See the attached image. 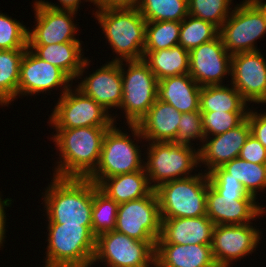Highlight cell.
<instances>
[{
    "instance_id": "obj_44",
    "label": "cell",
    "mask_w": 266,
    "mask_h": 267,
    "mask_svg": "<svg viewBox=\"0 0 266 267\" xmlns=\"http://www.w3.org/2000/svg\"><path fill=\"white\" fill-rule=\"evenodd\" d=\"M1 195V194H0ZM2 196H0V248L4 242L5 239V231H6V215H5V209L6 207L11 205V198L1 199ZM6 206V207H5Z\"/></svg>"
},
{
    "instance_id": "obj_1",
    "label": "cell",
    "mask_w": 266,
    "mask_h": 267,
    "mask_svg": "<svg viewBox=\"0 0 266 267\" xmlns=\"http://www.w3.org/2000/svg\"><path fill=\"white\" fill-rule=\"evenodd\" d=\"M110 127L55 129L53 141L59 150L60 162L54 175L60 178H87L96 168L103 139Z\"/></svg>"
},
{
    "instance_id": "obj_32",
    "label": "cell",
    "mask_w": 266,
    "mask_h": 267,
    "mask_svg": "<svg viewBox=\"0 0 266 267\" xmlns=\"http://www.w3.org/2000/svg\"><path fill=\"white\" fill-rule=\"evenodd\" d=\"M119 204L108 198L93 182L92 233L98 235L115 230Z\"/></svg>"
},
{
    "instance_id": "obj_5",
    "label": "cell",
    "mask_w": 266,
    "mask_h": 267,
    "mask_svg": "<svg viewBox=\"0 0 266 267\" xmlns=\"http://www.w3.org/2000/svg\"><path fill=\"white\" fill-rule=\"evenodd\" d=\"M207 173L165 182L155 188L161 218H193L207 215Z\"/></svg>"
},
{
    "instance_id": "obj_19",
    "label": "cell",
    "mask_w": 266,
    "mask_h": 267,
    "mask_svg": "<svg viewBox=\"0 0 266 267\" xmlns=\"http://www.w3.org/2000/svg\"><path fill=\"white\" fill-rule=\"evenodd\" d=\"M182 113L172 105L156 99L137 125H128L132 136L148 142H175Z\"/></svg>"
},
{
    "instance_id": "obj_12",
    "label": "cell",
    "mask_w": 266,
    "mask_h": 267,
    "mask_svg": "<svg viewBox=\"0 0 266 267\" xmlns=\"http://www.w3.org/2000/svg\"><path fill=\"white\" fill-rule=\"evenodd\" d=\"M115 231L140 241H157L161 217L155 190L146 197L119 204Z\"/></svg>"
},
{
    "instance_id": "obj_4",
    "label": "cell",
    "mask_w": 266,
    "mask_h": 267,
    "mask_svg": "<svg viewBox=\"0 0 266 267\" xmlns=\"http://www.w3.org/2000/svg\"><path fill=\"white\" fill-rule=\"evenodd\" d=\"M45 262L59 267H91L96 236L92 226L48 224Z\"/></svg>"
},
{
    "instance_id": "obj_13",
    "label": "cell",
    "mask_w": 266,
    "mask_h": 267,
    "mask_svg": "<svg viewBox=\"0 0 266 267\" xmlns=\"http://www.w3.org/2000/svg\"><path fill=\"white\" fill-rule=\"evenodd\" d=\"M250 224L214 226L211 249L218 267H230L233 260L256 251L262 232Z\"/></svg>"
},
{
    "instance_id": "obj_25",
    "label": "cell",
    "mask_w": 266,
    "mask_h": 267,
    "mask_svg": "<svg viewBox=\"0 0 266 267\" xmlns=\"http://www.w3.org/2000/svg\"><path fill=\"white\" fill-rule=\"evenodd\" d=\"M200 91L201 86L189 74L169 76L158 81L157 99L188 113L199 110Z\"/></svg>"
},
{
    "instance_id": "obj_28",
    "label": "cell",
    "mask_w": 266,
    "mask_h": 267,
    "mask_svg": "<svg viewBox=\"0 0 266 267\" xmlns=\"http://www.w3.org/2000/svg\"><path fill=\"white\" fill-rule=\"evenodd\" d=\"M248 103L232 85L202 86L200 91L199 110L217 112H248ZM247 105V106H246Z\"/></svg>"
},
{
    "instance_id": "obj_15",
    "label": "cell",
    "mask_w": 266,
    "mask_h": 267,
    "mask_svg": "<svg viewBox=\"0 0 266 267\" xmlns=\"http://www.w3.org/2000/svg\"><path fill=\"white\" fill-rule=\"evenodd\" d=\"M231 85L250 103H266V60L260 51L233 54Z\"/></svg>"
},
{
    "instance_id": "obj_16",
    "label": "cell",
    "mask_w": 266,
    "mask_h": 267,
    "mask_svg": "<svg viewBox=\"0 0 266 267\" xmlns=\"http://www.w3.org/2000/svg\"><path fill=\"white\" fill-rule=\"evenodd\" d=\"M72 80L58 67L39 58L27 47L19 73L18 95L30 96L62 87L63 95L72 85Z\"/></svg>"
},
{
    "instance_id": "obj_8",
    "label": "cell",
    "mask_w": 266,
    "mask_h": 267,
    "mask_svg": "<svg viewBox=\"0 0 266 267\" xmlns=\"http://www.w3.org/2000/svg\"><path fill=\"white\" fill-rule=\"evenodd\" d=\"M113 124L103 139L99 162L87 179L98 185L103 179L144 169L140 146Z\"/></svg>"
},
{
    "instance_id": "obj_26",
    "label": "cell",
    "mask_w": 266,
    "mask_h": 267,
    "mask_svg": "<svg viewBox=\"0 0 266 267\" xmlns=\"http://www.w3.org/2000/svg\"><path fill=\"white\" fill-rule=\"evenodd\" d=\"M97 186L118 204L146 197L154 190L144 169L103 179Z\"/></svg>"
},
{
    "instance_id": "obj_33",
    "label": "cell",
    "mask_w": 266,
    "mask_h": 267,
    "mask_svg": "<svg viewBox=\"0 0 266 267\" xmlns=\"http://www.w3.org/2000/svg\"><path fill=\"white\" fill-rule=\"evenodd\" d=\"M218 35L219 29L215 25L188 15L181 22L178 45L190 52L197 46L212 41Z\"/></svg>"
},
{
    "instance_id": "obj_7",
    "label": "cell",
    "mask_w": 266,
    "mask_h": 267,
    "mask_svg": "<svg viewBox=\"0 0 266 267\" xmlns=\"http://www.w3.org/2000/svg\"><path fill=\"white\" fill-rule=\"evenodd\" d=\"M125 62L121 61L123 95L119 108L125 113L127 125H137L157 99L158 80L143 59Z\"/></svg>"
},
{
    "instance_id": "obj_17",
    "label": "cell",
    "mask_w": 266,
    "mask_h": 267,
    "mask_svg": "<svg viewBox=\"0 0 266 267\" xmlns=\"http://www.w3.org/2000/svg\"><path fill=\"white\" fill-rule=\"evenodd\" d=\"M35 22L33 30H28V45H51L67 42H80L76 39L78 31L74 24L77 11L54 9L34 4Z\"/></svg>"
},
{
    "instance_id": "obj_30",
    "label": "cell",
    "mask_w": 266,
    "mask_h": 267,
    "mask_svg": "<svg viewBox=\"0 0 266 267\" xmlns=\"http://www.w3.org/2000/svg\"><path fill=\"white\" fill-rule=\"evenodd\" d=\"M221 167L241 182L248 194L255 199L257 192H263L266 188V164L251 163L237 157Z\"/></svg>"
},
{
    "instance_id": "obj_14",
    "label": "cell",
    "mask_w": 266,
    "mask_h": 267,
    "mask_svg": "<svg viewBox=\"0 0 266 267\" xmlns=\"http://www.w3.org/2000/svg\"><path fill=\"white\" fill-rule=\"evenodd\" d=\"M189 58V75L201 87L223 85L225 75L231 74L232 55L225 49L220 35L192 49Z\"/></svg>"
},
{
    "instance_id": "obj_38",
    "label": "cell",
    "mask_w": 266,
    "mask_h": 267,
    "mask_svg": "<svg viewBox=\"0 0 266 267\" xmlns=\"http://www.w3.org/2000/svg\"><path fill=\"white\" fill-rule=\"evenodd\" d=\"M207 174L210 185L221 196H236V200H256L248 194L241 182L232 178L221 166Z\"/></svg>"
},
{
    "instance_id": "obj_43",
    "label": "cell",
    "mask_w": 266,
    "mask_h": 267,
    "mask_svg": "<svg viewBox=\"0 0 266 267\" xmlns=\"http://www.w3.org/2000/svg\"><path fill=\"white\" fill-rule=\"evenodd\" d=\"M97 7L104 8H138L141 0H96Z\"/></svg>"
},
{
    "instance_id": "obj_40",
    "label": "cell",
    "mask_w": 266,
    "mask_h": 267,
    "mask_svg": "<svg viewBox=\"0 0 266 267\" xmlns=\"http://www.w3.org/2000/svg\"><path fill=\"white\" fill-rule=\"evenodd\" d=\"M239 157L251 163L266 164V148L250 134L241 148Z\"/></svg>"
},
{
    "instance_id": "obj_21",
    "label": "cell",
    "mask_w": 266,
    "mask_h": 267,
    "mask_svg": "<svg viewBox=\"0 0 266 267\" xmlns=\"http://www.w3.org/2000/svg\"><path fill=\"white\" fill-rule=\"evenodd\" d=\"M251 134L250 124L246 118L237 127L223 134L205 137L204 144L199 146V163L205 164L206 173L216 167L239 157L241 148Z\"/></svg>"
},
{
    "instance_id": "obj_29",
    "label": "cell",
    "mask_w": 266,
    "mask_h": 267,
    "mask_svg": "<svg viewBox=\"0 0 266 267\" xmlns=\"http://www.w3.org/2000/svg\"><path fill=\"white\" fill-rule=\"evenodd\" d=\"M26 49L0 50V105L7 106L18 96L20 63Z\"/></svg>"
},
{
    "instance_id": "obj_46",
    "label": "cell",
    "mask_w": 266,
    "mask_h": 267,
    "mask_svg": "<svg viewBox=\"0 0 266 267\" xmlns=\"http://www.w3.org/2000/svg\"><path fill=\"white\" fill-rule=\"evenodd\" d=\"M44 267H59V266H56V265H53V264H51V263H47V262H45Z\"/></svg>"
},
{
    "instance_id": "obj_45",
    "label": "cell",
    "mask_w": 266,
    "mask_h": 267,
    "mask_svg": "<svg viewBox=\"0 0 266 267\" xmlns=\"http://www.w3.org/2000/svg\"><path fill=\"white\" fill-rule=\"evenodd\" d=\"M251 1L263 12L265 27H266V3L262 2L263 0H251Z\"/></svg>"
},
{
    "instance_id": "obj_27",
    "label": "cell",
    "mask_w": 266,
    "mask_h": 267,
    "mask_svg": "<svg viewBox=\"0 0 266 267\" xmlns=\"http://www.w3.org/2000/svg\"><path fill=\"white\" fill-rule=\"evenodd\" d=\"M143 60L157 80L169 76L189 74V51L180 45L157 51H144Z\"/></svg>"
},
{
    "instance_id": "obj_6",
    "label": "cell",
    "mask_w": 266,
    "mask_h": 267,
    "mask_svg": "<svg viewBox=\"0 0 266 267\" xmlns=\"http://www.w3.org/2000/svg\"><path fill=\"white\" fill-rule=\"evenodd\" d=\"M148 144L144 170L153 189L168 181L193 176L190 172L200 164L199 148L196 151L192 145L175 142Z\"/></svg>"
},
{
    "instance_id": "obj_37",
    "label": "cell",
    "mask_w": 266,
    "mask_h": 267,
    "mask_svg": "<svg viewBox=\"0 0 266 267\" xmlns=\"http://www.w3.org/2000/svg\"><path fill=\"white\" fill-rule=\"evenodd\" d=\"M28 30L15 18L0 13V50L27 49Z\"/></svg>"
},
{
    "instance_id": "obj_23",
    "label": "cell",
    "mask_w": 266,
    "mask_h": 267,
    "mask_svg": "<svg viewBox=\"0 0 266 267\" xmlns=\"http://www.w3.org/2000/svg\"><path fill=\"white\" fill-rule=\"evenodd\" d=\"M154 267H218L211 245L156 244Z\"/></svg>"
},
{
    "instance_id": "obj_10",
    "label": "cell",
    "mask_w": 266,
    "mask_h": 267,
    "mask_svg": "<svg viewBox=\"0 0 266 267\" xmlns=\"http://www.w3.org/2000/svg\"><path fill=\"white\" fill-rule=\"evenodd\" d=\"M74 90L70 87L58 98L48 121L55 129L111 127L116 122L117 117L109 114L95 100L77 88Z\"/></svg>"
},
{
    "instance_id": "obj_2",
    "label": "cell",
    "mask_w": 266,
    "mask_h": 267,
    "mask_svg": "<svg viewBox=\"0 0 266 267\" xmlns=\"http://www.w3.org/2000/svg\"><path fill=\"white\" fill-rule=\"evenodd\" d=\"M53 177L42 198L48 224L92 226L93 182Z\"/></svg>"
},
{
    "instance_id": "obj_31",
    "label": "cell",
    "mask_w": 266,
    "mask_h": 267,
    "mask_svg": "<svg viewBox=\"0 0 266 267\" xmlns=\"http://www.w3.org/2000/svg\"><path fill=\"white\" fill-rule=\"evenodd\" d=\"M138 10L146 22H182L188 16V0H141Z\"/></svg>"
},
{
    "instance_id": "obj_39",
    "label": "cell",
    "mask_w": 266,
    "mask_h": 267,
    "mask_svg": "<svg viewBox=\"0 0 266 267\" xmlns=\"http://www.w3.org/2000/svg\"><path fill=\"white\" fill-rule=\"evenodd\" d=\"M200 139L204 142L205 135L202 129L201 111L182 113L176 135V143L191 144V141Z\"/></svg>"
},
{
    "instance_id": "obj_24",
    "label": "cell",
    "mask_w": 266,
    "mask_h": 267,
    "mask_svg": "<svg viewBox=\"0 0 266 267\" xmlns=\"http://www.w3.org/2000/svg\"><path fill=\"white\" fill-rule=\"evenodd\" d=\"M81 47V42L28 45L39 58L60 68L72 81L80 79L90 63L89 59L82 55Z\"/></svg>"
},
{
    "instance_id": "obj_22",
    "label": "cell",
    "mask_w": 266,
    "mask_h": 267,
    "mask_svg": "<svg viewBox=\"0 0 266 267\" xmlns=\"http://www.w3.org/2000/svg\"><path fill=\"white\" fill-rule=\"evenodd\" d=\"M213 221L207 216L161 218V234L156 244L211 245Z\"/></svg>"
},
{
    "instance_id": "obj_18",
    "label": "cell",
    "mask_w": 266,
    "mask_h": 267,
    "mask_svg": "<svg viewBox=\"0 0 266 267\" xmlns=\"http://www.w3.org/2000/svg\"><path fill=\"white\" fill-rule=\"evenodd\" d=\"M83 78L75 88L95 100L107 111L112 107H120L123 95L121 62H107L100 69Z\"/></svg>"
},
{
    "instance_id": "obj_42",
    "label": "cell",
    "mask_w": 266,
    "mask_h": 267,
    "mask_svg": "<svg viewBox=\"0 0 266 267\" xmlns=\"http://www.w3.org/2000/svg\"><path fill=\"white\" fill-rule=\"evenodd\" d=\"M61 4V7L59 5H55L54 3H49L48 1L45 2V0H36L35 4L44 5L50 8L54 9H64V10H74L78 11L79 4L82 2L81 0H58ZM92 2L95 6H97L96 0H86V2Z\"/></svg>"
},
{
    "instance_id": "obj_11",
    "label": "cell",
    "mask_w": 266,
    "mask_h": 267,
    "mask_svg": "<svg viewBox=\"0 0 266 267\" xmlns=\"http://www.w3.org/2000/svg\"><path fill=\"white\" fill-rule=\"evenodd\" d=\"M237 5L219 29L224 47L231 55L258 51L254 42L266 34L263 12L251 0Z\"/></svg>"
},
{
    "instance_id": "obj_41",
    "label": "cell",
    "mask_w": 266,
    "mask_h": 267,
    "mask_svg": "<svg viewBox=\"0 0 266 267\" xmlns=\"http://www.w3.org/2000/svg\"><path fill=\"white\" fill-rule=\"evenodd\" d=\"M249 110L246 118L250 124L251 134L266 148V113L261 114L250 108Z\"/></svg>"
},
{
    "instance_id": "obj_36",
    "label": "cell",
    "mask_w": 266,
    "mask_h": 267,
    "mask_svg": "<svg viewBox=\"0 0 266 267\" xmlns=\"http://www.w3.org/2000/svg\"><path fill=\"white\" fill-rule=\"evenodd\" d=\"M247 113L201 111L202 129L205 137L223 134L237 127L246 119Z\"/></svg>"
},
{
    "instance_id": "obj_9",
    "label": "cell",
    "mask_w": 266,
    "mask_h": 267,
    "mask_svg": "<svg viewBox=\"0 0 266 267\" xmlns=\"http://www.w3.org/2000/svg\"><path fill=\"white\" fill-rule=\"evenodd\" d=\"M155 246L156 242L140 241L115 230L108 231L96 237L92 265L100 261L108 267H153Z\"/></svg>"
},
{
    "instance_id": "obj_34",
    "label": "cell",
    "mask_w": 266,
    "mask_h": 267,
    "mask_svg": "<svg viewBox=\"0 0 266 267\" xmlns=\"http://www.w3.org/2000/svg\"><path fill=\"white\" fill-rule=\"evenodd\" d=\"M181 22H147L144 51L169 49L179 44Z\"/></svg>"
},
{
    "instance_id": "obj_20",
    "label": "cell",
    "mask_w": 266,
    "mask_h": 267,
    "mask_svg": "<svg viewBox=\"0 0 266 267\" xmlns=\"http://www.w3.org/2000/svg\"><path fill=\"white\" fill-rule=\"evenodd\" d=\"M266 211L256 200H236V196H221L209 183L206 196L207 216L214 225H243Z\"/></svg>"
},
{
    "instance_id": "obj_35",
    "label": "cell",
    "mask_w": 266,
    "mask_h": 267,
    "mask_svg": "<svg viewBox=\"0 0 266 267\" xmlns=\"http://www.w3.org/2000/svg\"><path fill=\"white\" fill-rule=\"evenodd\" d=\"M232 0H188V15L215 25L218 29L229 15Z\"/></svg>"
},
{
    "instance_id": "obj_3",
    "label": "cell",
    "mask_w": 266,
    "mask_h": 267,
    "mask_svg": "<svg viewBox=\"0 0 266 267\" xmlns=\"http://www.w3.org/2000/svg\"><path fill=\"white\" fill-rule=\"evenodd\" d=\"M93 14L112 50L119 56L112 61L143 59L147 22L138 8L98 7Z\"/></svg>"
}]
</instances>
